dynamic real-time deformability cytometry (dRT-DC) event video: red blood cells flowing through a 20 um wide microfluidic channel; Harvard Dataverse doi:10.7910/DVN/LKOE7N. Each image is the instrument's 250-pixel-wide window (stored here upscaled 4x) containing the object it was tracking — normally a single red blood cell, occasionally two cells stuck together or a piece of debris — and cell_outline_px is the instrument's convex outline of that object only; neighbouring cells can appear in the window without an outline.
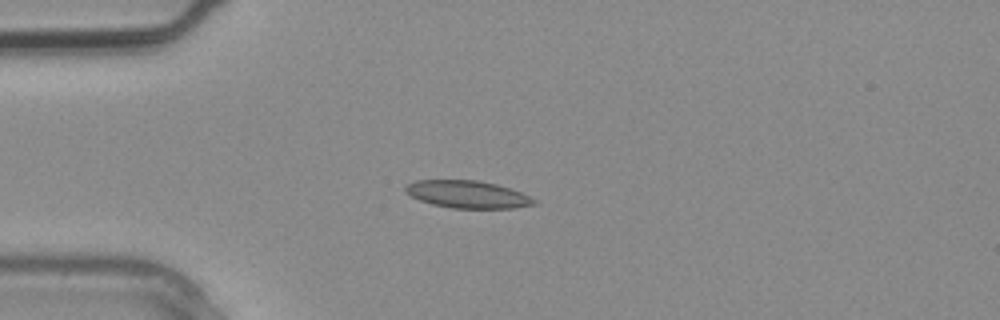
{"species": "common noctule bat (a hibernating species)", "species_latin": "Nyctalus noctula", "temperature_condition": "warm", "stored_images_in_passage": 4, "camera_frame_rate_fps": 3000, "um_per_image_px": 0.085, "animal": {"sex": "male", "body_mass_g": 20.4}, "frame": {"image": 1, "passage_image": 3, "time_ms": 0.667, "image_size_px": [1000, 320], "cell_outline_px": [[540, 204], [512, 208], [452, 208], [432, 204], [420, 200], [404, 192], [404, 188], [408, 184], [416, 180], [476, 180], [496, 184], [520, 192], [536, 200]], "centroid_in_image_um": [39.74, 16.52], "position_along_channel_um": 45.3, "area_um2": 20.46}}